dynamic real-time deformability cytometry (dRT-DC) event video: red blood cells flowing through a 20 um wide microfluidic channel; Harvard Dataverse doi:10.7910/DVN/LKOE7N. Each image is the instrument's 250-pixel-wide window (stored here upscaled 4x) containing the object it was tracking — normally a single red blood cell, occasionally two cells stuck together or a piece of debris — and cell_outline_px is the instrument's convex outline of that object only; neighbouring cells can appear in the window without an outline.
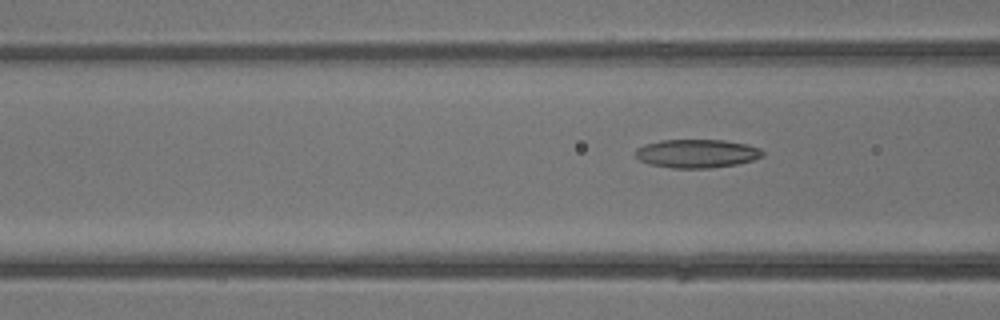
{"species": "common noctule bat (a hibernating species)", "species_latin": "Nyctalus noctula", "temperature_condition": "warm", "stored_images_in_passage": 5, "camera_frame_rate_fps": 3000, "um_per_image_px": 0.085, "animal": {"sex": "male", "body_mass_g": 13.3}, "frame": {"image": 1, "passage_image": 5, "time_ms": 4.667, "image_size_px": [1000, 320], "cell_outline_px": [[764, 156], [752, 160], [736, 164], [712, 168], [672, 168], [652, 164], [640, 160], [636, 156], [636, 148], [644, 144], [660, 140], [724, 140], [748, 144], [760, 148], [764, 152]], "centroid_in_image_um": [59.26, 13.04], "position_along_channel_um": 107.3, "area_um2": 21.15}}